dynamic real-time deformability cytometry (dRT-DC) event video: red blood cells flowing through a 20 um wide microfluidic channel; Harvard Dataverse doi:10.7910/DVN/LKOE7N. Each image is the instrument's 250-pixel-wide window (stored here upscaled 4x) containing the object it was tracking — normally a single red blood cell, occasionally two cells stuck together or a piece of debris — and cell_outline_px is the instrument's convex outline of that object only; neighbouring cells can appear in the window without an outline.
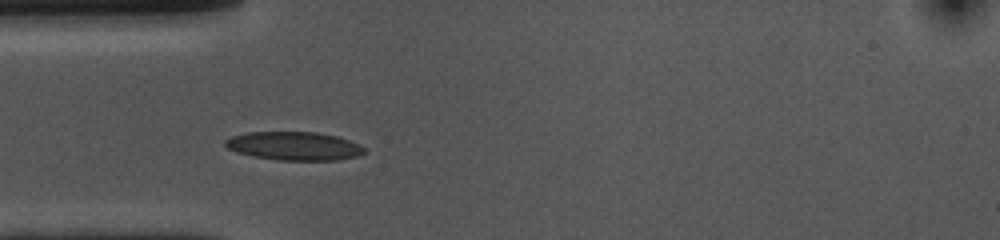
{"species": "common noctule bat (a hibernating species)", "species_latin": "Nyctalus noctula", "temperature_condition": "cold", "stored_images_in_passage": 11, "camera_frame_rate_fps": 3000, "um_per_image_px": 0.085, "animal": {"sex": "female", "body_mass_g": 10.0, "forearm_length_mm": 53.1}, "frame": {"image": 1, "passage_image": 4, "time_ms": 1.0, "image_size_px": [1000, 240], "cell_outline_px": [[364, 152], [356, 156], [336, 160], [276, 160], [252, 156], [236, 152], [228, 148], [224, 144], [224, 140], [232, 136], [248, 132], [316, 132], [336, 136], [360, 144], [364, 148]], "centroid_in_image_um": [24.96, 12.41], "position_along_channel_um": 60.0, "area_um2": 23.0}}